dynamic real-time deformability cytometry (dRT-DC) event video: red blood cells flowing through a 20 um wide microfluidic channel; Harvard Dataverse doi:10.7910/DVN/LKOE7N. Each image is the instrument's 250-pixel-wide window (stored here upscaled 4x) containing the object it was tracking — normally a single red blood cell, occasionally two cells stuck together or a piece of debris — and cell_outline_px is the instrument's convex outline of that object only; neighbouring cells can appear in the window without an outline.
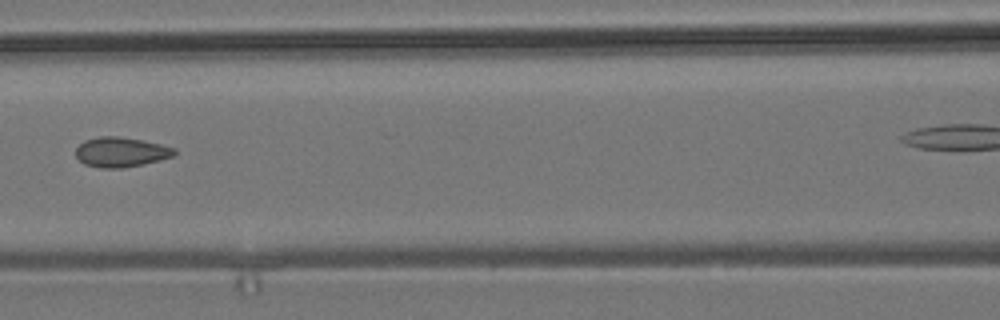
{"species": "common noctule bat (a hibernating species)", "species_latin": "Nyctalus noctula", "temperature_condition": "room temperature", "stored_images_in_passage": 6, "segment_of_instrument_passage": [1, 2], "camera_frame_rate_fps": 3000, "um_per_image_px": 0.085, "animal": {"sex": "male", "body_mass_g": 19.2, "forearm_length_mm": 51.8}, "frame": {"image": 1, "passage_image": 5, "time_ms": 4.667, "image_size_px": [1000, 320], "cell_outline_px": [[176, 152], [172, 156], [160, 160], [144, 164], [120, 168], [100, 168], [84, 164], [76, 156], [76, 148], [84, 140], [96, 136], [116, 136], [144, 140], [176, 148]], "centroid_in_image_um": [10.27, 12.92], "position_along_channel_um": 156.3, "area_um2": 17.22}}